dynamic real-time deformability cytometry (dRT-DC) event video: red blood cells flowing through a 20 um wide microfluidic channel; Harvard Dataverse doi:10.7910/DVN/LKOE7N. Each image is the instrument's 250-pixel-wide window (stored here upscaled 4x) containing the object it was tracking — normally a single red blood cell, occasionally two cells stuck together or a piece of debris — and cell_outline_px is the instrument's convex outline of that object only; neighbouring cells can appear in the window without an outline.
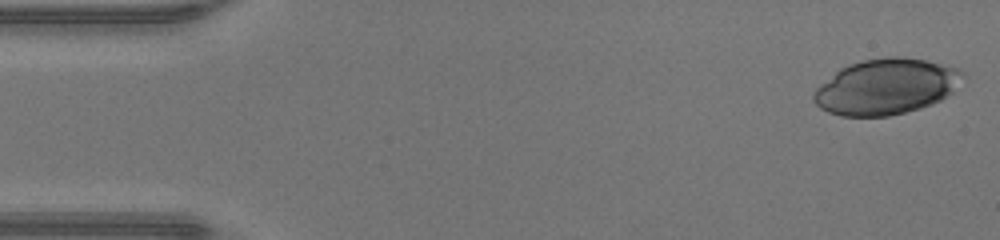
{"species": "human", "species_latin": "Homo sapiens", "temperature_condition": "warm", "stored_images_in_passage": 46, "camera_frame_rate_fps": 3000, "um_per_image_px": 0.085, "donor": {"sex": "male"}, "frame": {"image": 1, "passage_image": 1, "time_ms": 0.0, "image_size_px": [1000, 240], "cell_outline_px": [[964, 76], [952, 92], [948, 96], [932, 104], [920, 108], [888, 116], [840, 116], [828, 112], [820, 108], [812, 100], [812, 96], [816, 88], [820, 84], [840, 68], [848, 64], [864, 60], [888, 56], [900, 56], [924, 60], [956, 68], [964, 72]], "centroid_in_image_um": [75.29, 7.37], "position_along_channel_um": 9.7, "area_um2": 48.21}}
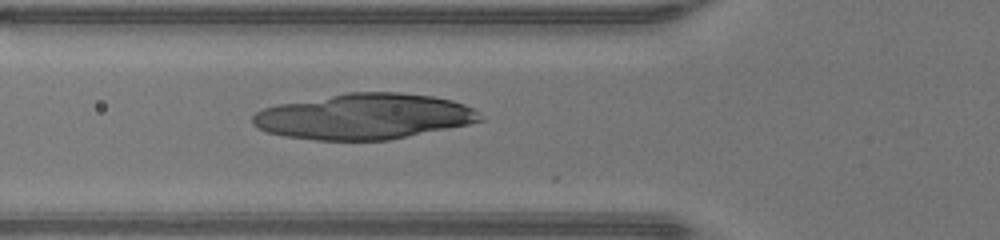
{"frame": {"image": 2, "passage_image": 16, "time_ms": 5.0, "image_size_px": [1000, 240], "cell_outline_px": [[484, 120], [468, 124], [388, 140], [316, 140], [284, 136], [268, 132], [256, 128], [252, 124], [252, 116], [256, 112], [264, 108], [276, 104], [348, 92], [400, 92], [432, 96], [452, 100], [464, 104], [472, 108]], "centroid_in_image_um": [30.9, 9.89], "position_along_channel_um": 94.9, "area_um2": 60.4}}
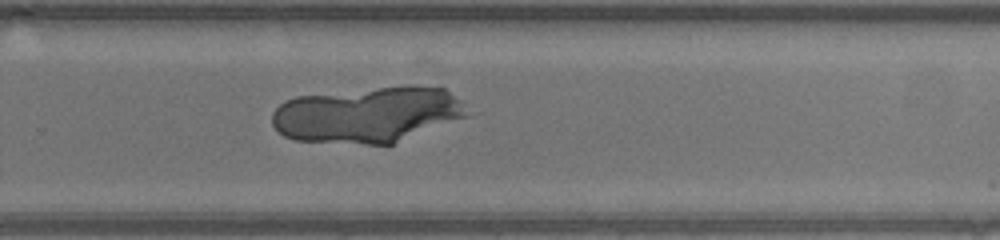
{"frame": {"image": 3, "passage_image": 30, "time_ms": 9.667, "image_size_px": [1000, 240], "cell_outline_px": [[468, 116], [392, 144], [364, 144], [296, 140], [284, 136], [272, 124], [272, 112], [284, 100], [296, 96], [408, 84], [444, 88], [460, 104]], "centroid_in_image_um": [31.19, 9.74], "position_along_channel_um": 298.6, "area_um2": 63.18}}